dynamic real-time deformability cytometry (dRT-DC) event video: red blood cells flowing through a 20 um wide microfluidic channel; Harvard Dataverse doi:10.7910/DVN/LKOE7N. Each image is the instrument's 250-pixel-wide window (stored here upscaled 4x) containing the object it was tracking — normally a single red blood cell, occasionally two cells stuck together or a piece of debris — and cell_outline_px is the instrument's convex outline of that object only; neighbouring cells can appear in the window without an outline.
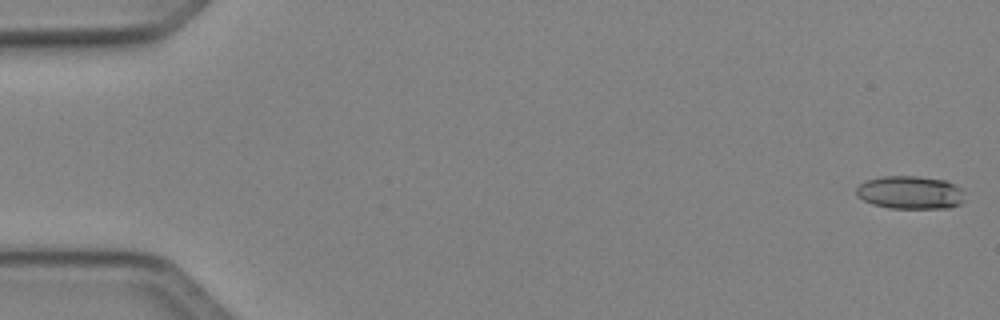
{"species": "Egyptian fruit bat (a non-hibernating species)", "species_latin": "Rousettus aegyptiacus", "temperature_condition": "cold", "stored_images_in_passage": 50, "camera_frame_rate_fps": 3000, "um_per_image_px": 0.085, "animal": {"sex": "female"}, "frame": {"image": 1, "passage_image": 1, "time_ms": 0.0, "image_size_px": [1000, 320], "cell_outline_px": [[964, 200], [960, 204], [948, 208], [888, 208], [872, 204], [864, 200], [856, 192], [856, 188], [860, 184], [868, 180], [884, 176], [916, 176], [944, 180], [960, 188], [964, 192]], "centroid_in_image_um": [77.39, 16.37], "position_along_channel_um": 7.6, "area_um2": 20.75}}
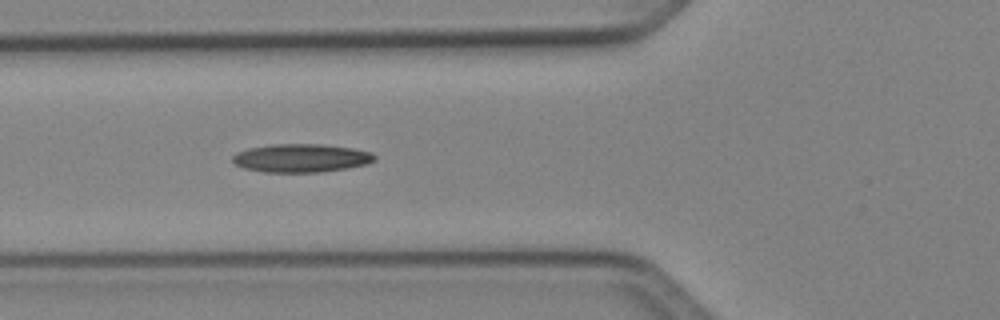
{"frame": {"image": 2, "passage_image": 19, "time_ms": 6.0, "image_size_px": [1000, 320], "cell_outline_px": [[376, 160], [368, 164], [320, 172], [264, 172], [244, 168], [236, 164], [232, 160], [232, 156], [236, 152], [248, 148], [272, 144], [324, 144], [352, 148], [372, 152], [376, 156]], "centroid_in_image_um": [25.6, 13.43], "position_along_channel_um": 100.2, "area_um2": 23.52}}
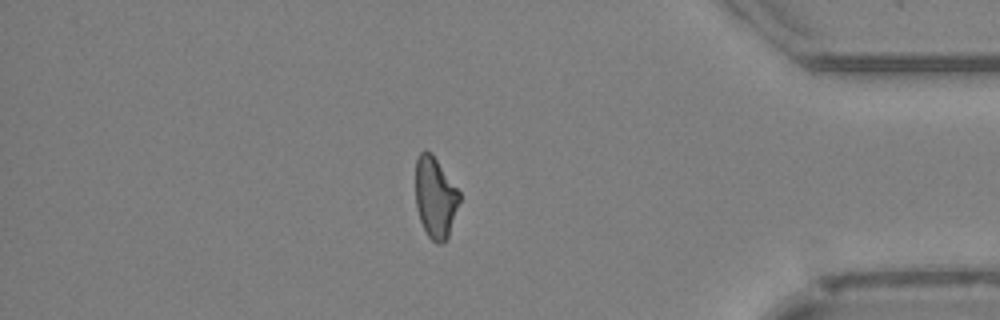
{"frame": {"image": 3, "passage_image": 43, "time_ms": 14.0, "image_size_px": [1000, 320], "cell_outline_px": [[460, 200], [448, 236], [440, 244], [436, 244], [428, 236], [420, 220], [416, 208], [416, 156], [424, 148], [432, 152], [460, 192]], "centroid_in_image_um": [36.98, 16.73], "position_along_channel_um": 398.2, "area_um2": 20.81}, "authors_computed_cell_mechanics": {"area_um2": 21.5594, "velocity_mm_per_s": 4.1116, "shape_relaxation_time_tau1_ms": 10.681, "shape_relaxation_time_tau2_ms": 10.4398, "deformation_change_tau1": 0.2599, "deformation_change_tau2": 0.2469}}